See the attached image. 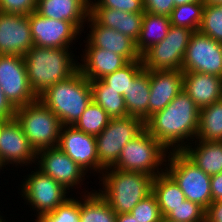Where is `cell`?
<instances>
[{"instance_id":"obj_1","label":"cell","mask_w":222,"mask_h":222,"mask_svg":"<svg viewBox=\"0 0 222 222\" xmlns=\"http://www.w3.org/2000/svg\"><path fill=\"white\" fill-rule=\"evenodd\" d=\"M200 109L182 90L145 122L146 130L168 151H182L196 139Z\"/></svg>"},{"instance_id":"obj_2","label":"cell","mask_w":222,"mask_h":222,"mask_svg":"<svg viewBox=\"0 0 222 222\" xmlns=\"http://www.w3.org/2000/svg\"><path fill=\"white\" fill-rule=\"evenodd\" d=\"M71 49L33 46L23 56L30 87L37 97L79 70V62Z\"/></svg>"},{"instance_id":"obj_3","label":"cell","mask_w":222,"mask_h":222,"mask_svg":"<svg viewBox=\"0 0 222 222\" xmlns=\"http://www.w3.org/2000/svg\"><path fill=\"white\" fill-rule=\"evenodd\" d=\"M38 99L58 117L62 126L74 125L92 101L90 80L78 70L50 86Z\"/></svg>"},{"instance_id":"obj_4","label":"cell","mask_w":222,"mask_h":222,"mask_svg":"<svg viewBox=\"0 0 222 222\" xmlns=\"http://www.w3.org/2000/svg\"><path fill=\"white\" fill-rule=\"evenodd\" d=\"M98 183L103 188L96 191L109 203L116 214L130 213L141 200L152 193L154 177L140 172L106 169Z\"/></svg>"},{"instance_id":"obj_5","label":"cell","mask_w":222,"mask_h":222,"mask_svg":"<svg viewBox=\"0 0 222 222\" xmlns=\"http://www.w3.org/2000/svg\"><path fill=\"white\" fill-rule=\"evenodd\" d=\"M168 154L169 151L145 129L122 148L113 168L156 177L165 172Z\"/></svg>"},{"instance_id":"obj_6","label":"cell","mask_w":222,"mask_h":222,"mask_svg":"<svg viewBox=\"0 0 222 222\" xmlns=\"http://www.w3.org/2000/svg\"><path fill=\"white\" fill-rule=\"evenodd\" d=\"M14 118L36 152L58 146L61 122L39 99L16 108Z\"/></svg>"},{"instance_id":"obj_7","label":"cell","mask_w":222,"mask_h":222,"mask_svg":"<svg viewBox=\"0 0 222 222\" xmlns=\"http://www.w3.org/2000/svg\"><path fill=\"white\" fill-rule=\"evenodd\" d=\"M165 172L180 187L187 200L205 210L212 203L211 176L198 168L182 151H169Z\"/></svg>"},{"instance_id":"obj_8","label":"cell","mask_w":222,"mask_h":222,"mask_svg":"<svg viewBox=\"0 0 222 222\" xmlns=\"http://www.w3.org/2000/svg\"><path fill=\"white\" fill-rule=\"evenodd\" d=\"M145 129V122L140 118L127 116L110 119L108 125L95 136L100 173L98 178L104 170L116 165L122 148Z\"/></svg>"},{"instance_id":"obj_9","label":"cell","mask_w":222,"mask_h":222,"mask_svg":"<svg viewBox=\"0 0 222 222\" xmlns=\"http://www.w3.org/2000/svg\"><path fill=\"white\" fill-rule=\"evenodd\" d=\"M33 168L36 170L25 175L26 178L21 181L19 191L26 205H30V210L31 208L33 212L35 210L34 220H37L63 204L69 198L70 192L53 178L38 170L36 166Z\"/></svg>"},{"instance_id":"obj_10","label":"cell","mask_w":222,"mask_h":222,"mask_svg":"<svg viewBox=\"0 0 222 222\" xmlns=\"http://www.w3.org/2000/svg\"><path fill=\"white\" fill-rule=\"evenodd\" d=\"M194 31L171 25L166 37L142 55L145 70H182L183 58Z\"/></svg>"},{"instance_id":"obj_11","label":"cell","mask_w":222,"mask_h":222,"mask_svg":"<svg viewBox=\"0 0 222 222\" xmlns=\"http://www.w3.org/2000/svg\"><path fill=\"white\" fill-rule=\"evenodd\" d=\"M182 71L213 74L222 78V43L194 31L186 48Z\"/></svg>"},{"instance_id":"obj_12","label":"cell","mask_w":222,"mask_h":222,"mask_svg":"<svg viewBox=\"0 0 222 222\" xmlns=\"http://www.w3.org/2000/svg\"><path fill=\"white\" fill-rule=\"evenodd\" d=\"M0 88L15 109L38 99L30 87L22 56L0 55Z\"/></svg>"},{"instance_id":"obj_13","label":"cell","mask_w":222,"mask_h":222,"mask_svg":"<svg viewBox=\"0 0 222 222\" xmlns=\"http://www.w3.org/2000/svg\"><path fill=\"white\" fill-rule=\"evenodd\" d=\"M35 163L38 170L53 178L69 192L74 190V187L76 189L84 185L86 172L58 147L36 152Z\"/></svg>"},{"instance_id":"obj_14","label":"cell","mask_w":222,"mask_h":222,"mask_svg":"<svg viewBox=\"0 0 222 222\" xmlns=\"http://www.w3.org/2000/svg\"><path fill=\"white\" fill-rule=\"evenodd\" d=\"M28 17L34 46L72 48L76 40L80 39L81 32L69 21L46 18L36 11L30 13Z\"/></svg>"},{"instance_id":"obj_15","label":"cell","mask_w":222,"mask_h":222,"mask_svg":"<svg viewBox=\"0 0 222 222\" xmlns=\"http://www.w3.org/2000/svg\"><path fill=\"white\" fill-rule=\"evenodd\" d=\"M36 151L16 119L4 121L0 132V162L6 168L35 165ZM11 164V165H10ZM15 164V166H14Z\"/></svg>"},{"instance_id":"obj_16","label":"cell","mask_w":222,"mask_h":222,"mask_svg":"<svg viewBox=\"0 0 222 222\" xmlns=\"http://www.w3.org/2000/svg\"><path fill=\"white\" fill-rule=\"evenodd\" d=\"M76 162L87 174L98 173L96 137L73 125L62 126L57 146ZM92 171V172H91Z\"/></svg>"},{"instance_id":"obj_17","label":"cell","mask_w":222,"mask_h":222,"mask_svg":"<svg viewBox=\"0 0 222 222\" xmlns=\"http://www.w3.org/2000/svg\"><path fill=\"white\" fill-rule=\"evenodd\" d=\"M33 46L28 15L0 12V55L23 57Z\"/></svg>"},{"instance_id":"obj_18","label":"cell","mask_w":222,"mask_h":222,"mask_svg":"<svg viewBox=\"0 0 222 222\" xmlns=\"http://www.w3.org/2000/svg\"><path fill=\"white\" fill-rule=\"evenodd\" d=\"M91 30L85 38L86 48H102L124 56L129 62L141 60L136 49V42L119 31L99 25L90 15L86 21Z\"/></svg>"},{"instance_id":"obj_19","label":"cell","mask_w":222,"mask_h":222,"mask_svg":"<svg viewBox=\"0 0 222 222\" xmlns=\"http://www.w3.org/2000/svg\"><path fill=\"white\" fill-rule=\"evenodd\" d=\"M149 118L163 110L182 90V70H149Z\"/></svg>"},{"instance_id":"obj_20","label":"cell","mask_w":222,"mask_h":222,"mask_svg":"<svg viewBox=\"0 0 222 222\" xmlns=\"http://www.w3.org/2000/svg\"><path fill=\"white\" fill-rule=\"evenodd\" d=\"M90 0H40L36 12L43 17L69 21L81 33L89 17ZM85 24V26H84Z\"/></svg>"},{"instance_id":"obj_21","label":"cell","mask_w":222,"mask_h":222,"mask_svg":"<svg viewBox=\"0 0 222 222\" xmlns=\"http://www.w3.org/2000/svg\"><path fill=\"white\" fill-rule=\"evenodd\" d=\"M82 52L78 56L79 71L90 81L102 79L129 63L124 56L102 48H85Z\"/></svg>"},{"instance_id":"obj_22","label":"cell","mask_w":222,"mask_h":222,"mask_svg":"<svg viewBox=\"0 0 222 222\" xmlns=\"http://www.w3.org/2000/svg\"><path fill=\"white\" fill-rule=\"evenodd\" d=\"M183 90L202 109L222 99V78L213 74L183 72Z\"/></svg>"},{"instance_id":"obj_23","label":"cell","mask_w":222,"mask_h":222,"mask_svg":"<svg viewBox=\"0 0 222 222\" xmlns=\"http://www.w3.org/2000/svg\"><path fill=\"white\" fill-rule=\"evenodd\" d=\"M89 15L99 25L113 28L135 42L140 36L144 12L130 13L113 8L90 7Z\"/></svg>"},{"instance_id":"obj_24","label":"cell","mask_w":222,"mask_h":222,"mask_svg":"<svg viewBox=\"0 0 222 222\" xmlns=\"http://www.w3.org/2000/svg\"><path fill=\"white\" fill-rule=\"evenodd\" d=\"M182 152L204 173H222V141H193Z\"/></svg>"},{"instance_id":"obj_25","label":"cell","mask_w":222,"mask_h":222,"mask_svg":"<svg viewBox=\"0 0 222 222\" xmlns=\"http://www.w3.org/2000/svg\"><path fill=\"white\" fill-rule=\"evenodd\" d=\"M128 116L149 119L150 78L149 70L143 69L129 84L127 95H123Z\"/></svg>"},{"instance_id":"obj_26","label":"cell","mask_w":222,"mask_h":222,"mask_svg":"<svg viewBox=\"0 0 222 222\" xmlns=\"http://www.w3.org/2000/svg\"><path fill=\"white\" fill-rule=\"evenodd\" d=\"M80 199V222H116V213L96 190L86 189Z\"/></svg>"},{"instance_id":"obj_27","label":"cell","mask_w":222,"mask_h":222,"mask_svg":"<svg viewBox=\"0 0 222 222\" xmlns=\"http://www.w3.org/2000/svg\"><path fill=\"white\" fill-rule=\"evenodd\" d=\"M171 22L168 16L144 12L141 32L136 41V49L142 55L151 46L162 41L168 34Z\"/></svg>"},{"instance_id":"obj_28","label":"cell","mask_w":222,"mask_h":222,"mask_svg":"<svg viewBox=\"0 0 222 222\" xmlns=\"http://www.w3.org/2000/svg\"><path fill=\"white\" fill-rule=\"evenodd\" d=\"M152 193L156 196L163 217L186 199L180 187L166 172L154 177Z\"/></svg>"},{"instance_id":"obj_29","label":"cell","mask_w":222,"mask_h":222,"mask_svg":"<svg viewBox=\"0 0 222 222\" xmlns=\"http://www.w3.org/2000/svg\"><path fill=\"white\" fill-rule=\"evenodd\" d=\"M92 100L101 106L111 118L128 116L124 97L102 80L90 81Z\"/></svg>"},{"instance_id":"obj_30","label":"cell","mask_w":222,"mask_h":222,"mask_svg":"<svg viewBox=\"0 0 222 222\" xmlns=\"http://www.w3.org/2000/svg\"><path fill=\"white\" fill-rule=\"evenodd\" d=\"M194 141H222V99L200 109L199 128Z\"/></svg>"},{"instance_id":"obj_31","label":"cell","mask_w":222,"mask_h":222,"mask_svg":"<svg viewBox=\"0 0 222 222\" xmlns=\"http://www.w3.org/2000/svg\"><path fill=\"white\" fill-rule=\"evenodd\" d=\"M205 3H187L174 7L169 16L171 25L199 31Z\"/></svg>"},{"instance_id":"obj_32","label":"cell","mask_w":222,"mask_h":222,"mask_svg":"<svg viewBox=\"0 0 222 222\" xmlns=\"http://www.w3.org/2000/svg\"><path fill=\"white\" fill-rule=\"evenodd\" d=\"M110 119L107 112L92 100L73 126L82 132L96 136L108 125Z\"/></svg>"},{"instance_id":"obj_33","label":"cell","mask_w":222,"mask_h":222,"mask_svg":"<svg viewBox=\"0 0 222 222\" xmlns=\"http://www.w3.org/2000/svg\"><path fill=\"white\" fill-rule=\"evenodd\" d=\"M144 69L142 60L129 62L123 68L105 75L102 80L119 94L127 95L129 84Z\"/></svg>"},{"instance_id":"obj_34","label":"cell","mask_w":222,"mask_h":222,"mask_svg":"<svg viewBox=\"0 0 222 222\" xmlns=\"http://www.w3.org/2000/svg\"><path fill=\"white\" fill-rule=\"evenodd\" d=\"M199 31L222 43V10L218 5L205 4Z\"/></svg>"},{"instance_id":"obj_35","label":"cell","mask_w":222,"mask_h":222,"mask_svg":"<svg viewBox=\"0 0 222 222\" xmlns=\"http://www.w3.org/2000/svg\"><path fill=\"white\" fill-rule=\"evenodd\" d=\"M71 196L54 211L40 216L35 222H80V200Z\"/></svg>"},{"instance_id":"obj_36","label":"cell","mask_w":222,"mask_h":222,"mask_svg":"<svg viewBox=\"0 0 222 222\" xmlns=\"http://www.w3.org/2000/svg\"><path fill=\"white\" fill-rule=\"evenodd\" d=\"M205 212L199 204L185 199L178 207L173 208L166 218L176 222H206Z\"/></svg>"},{"instance_id":"obj_37","label":"cell","mask_w":222,"mask_h":222,"mask_svg":"<svg viewBox=\"0 0 222 222\" xmlns=\"http://www.w3.org/2000/svg\"><path fill=\"white\" fill-rule=\"evenodd\" d=\"M138 222H161L163 216L156 196L151 193L141 200L130 212Z\"/></svg>"},{"instance_id":"obj_38","label":"cell","mask_w":222,"mask_h":222,"mask_svg":"<svg viewBox=\"0 0 222 222\" xmlns=\"http://www.w3.org/2000/svg\"><path fill=\"white\" fill-rule=\"evenodd\" d=\"M90 7L113 8L130 13L145 12L144 0H90Z\"/></svg>"},{"instance_id":"obj_39","label":"cell","mask_w":222,"mask_h":222,"mask_svg":"<svg viewBox=\"0 0 222 222\" xmlns=\"http://www.w3.org/2000/svg\"><path fill=\"white\" fill-rule=\"evenodd\" d=\"M36 0H0L1 13L29 15L36 11Z\"/></svg>"},{"instance_id":"obj_40","label":"cell","mask_w":222,"mask_h":222,"mask_svg":"<svg viewBox=\"0 0 222 222\" xmlns=\"http://www.w3.org/2000/svg\"><path fill=\"white\" fill-rule=\"evenodd\" d=\"M174 7V0H144L145 11L152 14L169 17Z\"/></svg>"},{"instance_id":"obj_41","label":"cell","mask_w":222,"mask_h":222,"mask_svg":"<svg viewBox=\"0 0 222 222\" xmlns=\"http://www.w3.org/2000/svg\"><path fill=\"white\" fill-rule=\"evenodd\" d=\"M206 222H222V200L213 201L205 212Z\"/></svg>"},{"instance_id":"obj_42","label":"cell","mask_w":222,"mask_h":222,"mask_svg":"<svg viewBox=\"0 0 222 222\" xmlns=\"http://www.w3.org/2000/svg\"><path fill=\"white\" fill-rule=\"evenodd\" d=\"M15 110L0 88V119L5 121L14 119Z\"/></svg>"},{"instance_id":"obj_43","label":"cell","mask_w":222,"mask_h":222,"mask_svg":"<svg viewBox=\"0 0 222 222\" xmlns=\"http://www.w3.org/2000/svg\"><path fill=\"white\" fill-rule=\"evenodd\" d=\"M212 202L222 200V173L212 175L210 178Z\"/></svg>"},{"instance_id":"obj_44","label":"cell","mask_w":222,"mask_h":222,"mask_svg":"<svg viewBox=\"0 0 222 222\" xmlns=\"http://www.w3.org/2000/svg\"><path fill=\"white\" fill-rule=\"evenodd\" d=\"M116 222H138L131 213L116 214Z\"/></svg>"},{"instance_id":"obj_45","label":"cell","mask_w":222,"mask_h":222,"mask_svg":"<svg viewBox=\"0 0 222 222\" xmlns=\"http://www.w3.org/2000/svg\"><path fill=\"white\" fill-rule=\"evenodd\" d=\"M197 2H204V0H174L175 7L180 6L182 4L197 3Z\"/></svg>"},{"instance_id":"obj_46","label":"cell","mask_w":222,"mask_h":222,"mask_svg":"<svg viewBox=\"0 0 222 222\" xmlns=\"http://www.w3.org/2000/svg\"><path fill=\"white\" fill-rule=\"evenodd\" d=\"M204 3L218 5V4L222 3V0H204Z\"/></svg>"},{"instance_id":"obj_47","label":"cell","mask_w":222,"mask_h":222,"mask_svg":"<svg viewBox=\"0 0 222 222\" xmlns=\"http://www.w3.org/2000/svg\"><path fill=\"white\" fill-rule=\"evenodd\" d=\"M161 222H176V221H172L170 219H167L166 217H163Z\"/></svg>"},{"instance_id":"obj_48","label":"cell","mask_w":222,"mask_h":222,"mask_svg":"<svg viewBox=\"0 0 222 222\" xmlns=\"http://www.w3.org/2000/svg\"><path fill=\"white\" fill-rule=\"evenodd\" d=\"M0 212H1V211H0ZM3 218H4V216H2V215L0 214V222H7L6 219H5V218L3 219Z\"/></svg>"},{"instance_id":"obj_49","label":"cell","mask_w":222,"mask_h":222,"mask_svg":"<svg viewBox=\"0 0 222 222\" xmlns=\"http://www.w3.org/2000/svg\"><path fill=\"white\" fill-rule=\"evenodd\" d=\"M4 121H5V120L0 119V132H1V125L3 124Z\"/></svg>"},{"instance_id":"obj_50","label":"cell","mask_w":222,"mask_h":222,"mask_svg":"<svg viewBox=\"0 0 222 222\" xmlns=\"http://www.w3.org/2000/svg\"><path fill=\"white\" fill-rule=\"evenodd\" d=\"M2 168H3V170H2ZM4 166L1 164V162H0V171L2 170V171H4Z\"/></svg>"},{"instance_id":"obj_51","label":"cell","mask_w":222,"mask_h":222,"mask_svg":"<svg viewBox=\"0 0 222 222\" xmlns=\"http://www.w3.org/2000/svg\"><path fill=\"white\" fill-rule=\"evenodd\" d=\"M218 6L221 8V10H222V3H220V4H218Z\"/></svg>"}]
</instances>
